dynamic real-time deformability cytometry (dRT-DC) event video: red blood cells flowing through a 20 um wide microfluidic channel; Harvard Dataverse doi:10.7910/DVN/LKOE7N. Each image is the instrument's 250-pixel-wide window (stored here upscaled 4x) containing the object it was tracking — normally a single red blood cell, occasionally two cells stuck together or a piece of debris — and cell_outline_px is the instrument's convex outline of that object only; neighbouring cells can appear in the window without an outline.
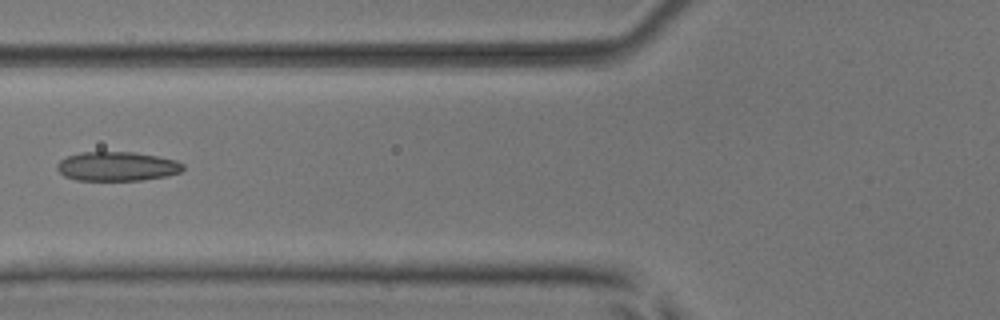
{"species": "common noctule bat (a hibernating species)", "species_latin": "Nyctalus noctula", "temperature_condition": "room temperature", "stored_images_in_passage": 6, "camera_frame_rate_fps": 3000, "um_per_image_px": 0.085, "animal": {"sex": "male", "body_mass_g": 17.9, "forearm_length_mm": 54.2}, "frame": {"image": 1, "passage_image": 6, "time_ms": 6.0, "image_size_px": [1000, 320], "cell_outline_px": [[184, 168], [180, 172], [164, 176], [140, 180], [76, 180], [64, 176], [56, 168], [56, 164], [60, 160], [68, 156], [80, 152], [132, 152], [156, 156], [176, 160], [184, 164]], "centroid_in_image_um": [9.92, 14.14], "position_along_channel_um": 115.9, "area_um2": 21.33}}